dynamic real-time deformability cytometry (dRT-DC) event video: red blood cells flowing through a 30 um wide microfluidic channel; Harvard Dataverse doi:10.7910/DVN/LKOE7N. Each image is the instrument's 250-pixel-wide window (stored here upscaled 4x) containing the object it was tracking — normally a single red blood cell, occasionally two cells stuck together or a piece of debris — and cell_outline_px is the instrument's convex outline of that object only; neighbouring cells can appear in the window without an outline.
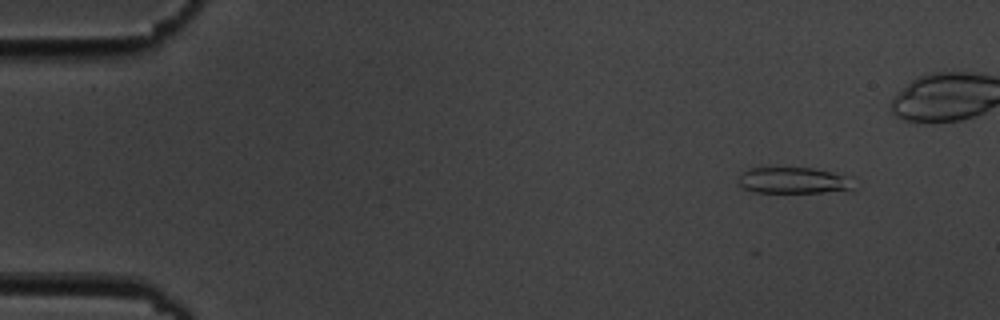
{"species": "common noctule bat (a hibernating species)", "species_latin": "Nyctalus noctula", "temperature_condition": "cold", "stored_images_in_passage": 6, "camera_frame_rate_fps": 3000, "um_per_image_px": 0.085, "animal": {"sex": "male", "body_mass_g": 19.5, "forearm_length_mm": 54.6}, "frame": {"image": 1, "passage_image": 1, "time_ms": 0.0, "image_size_px": [1000, 320], "cell_outline_px": [[856, 188], [852, 192], [752, 192], [744, 188], [740, 184], [740, 176], [748, 168], [768, 164], [812, 168], [852, 176]], "centroid_in_image_um": [67.54, 15.3], "position_along_channel_um": 17.5, "area_um2": 18.9}}
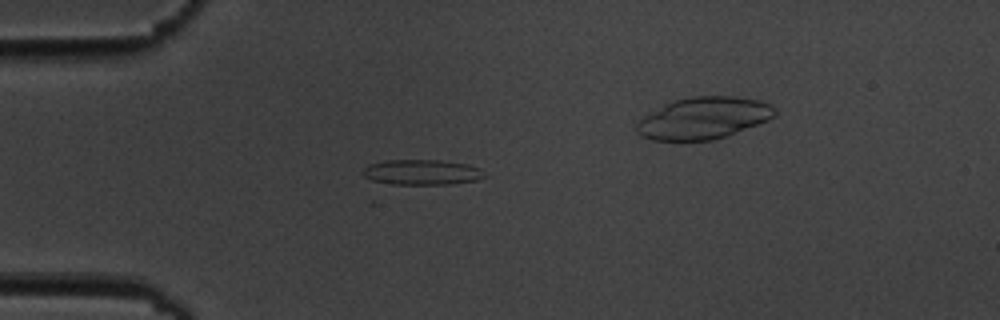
{"frame": {"image": 2, "passage_image": 4, "time_ms": 3.333, "image_size_px": [1000, 320], "cell_outline_px": [[488, 176], [476, 180], [448, 184], [392, 184], [372, 180], [364, 176], [360, 172], [368, 164], [384, 160], [440, 160], [468, 164], [480, 168]], "centroid_in_image_um": [35.85, 14.63], "position_along_channel_um": 49.1, "area_um2": 18.03}}